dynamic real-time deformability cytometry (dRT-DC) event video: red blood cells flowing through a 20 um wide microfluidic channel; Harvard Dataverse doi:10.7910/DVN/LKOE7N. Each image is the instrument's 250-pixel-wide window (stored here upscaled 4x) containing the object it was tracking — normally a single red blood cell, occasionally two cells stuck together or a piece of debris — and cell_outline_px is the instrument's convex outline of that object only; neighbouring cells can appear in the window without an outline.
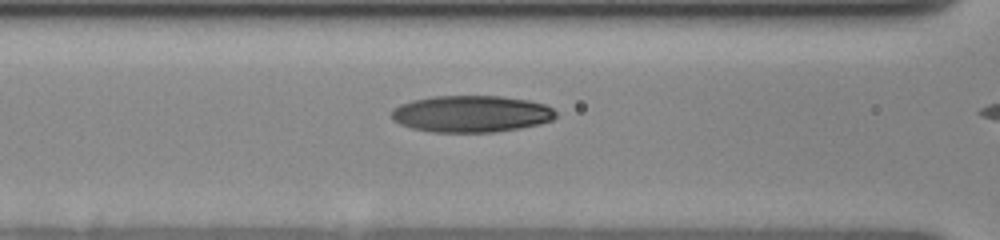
{"species": "human", "species_latin": "Homo sapiens", "temperature_condition": "cold", "stored_images_in_passage": 10, "segment_of_instrument_passage": [1, 2], "camera_frame_rate_fps": 3000, "um_per_image_px": 0.085, "donor": {"sex": "female"}, "frame": {"image": 1, "passage_image": 9, "time_ms": 7.667, "image_size_px": [1000, 240], "cell_outline_px": [[556, 116], [552, 120], [540, 124], [520, 128], [492, 132], [432, 132], [412, 128], [400, 124], [392, 120], [392, 108], [400, 104], [412, 100], [432, 96], [500, 96], [528, 100], [544, 104], [552, 108], [556, 112]], "centroid_in_image_um": [40.04, 9.67], "position_along_channel_um": 126.6, "area_um2": 35.26}}